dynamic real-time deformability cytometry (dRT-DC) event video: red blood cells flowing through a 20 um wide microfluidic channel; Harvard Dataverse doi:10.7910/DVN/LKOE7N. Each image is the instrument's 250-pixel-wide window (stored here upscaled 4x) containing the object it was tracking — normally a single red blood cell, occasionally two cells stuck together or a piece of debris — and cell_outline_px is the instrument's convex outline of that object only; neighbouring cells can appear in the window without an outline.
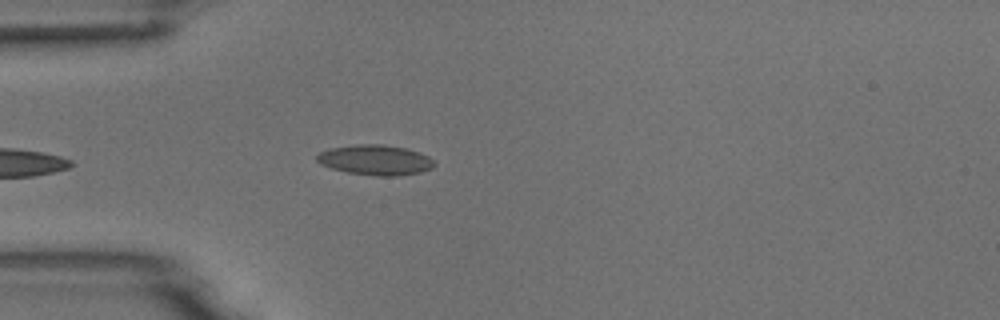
{"species": "common noctule bat (a hibernating species)", "species_latin": "Nyctalus noctula", "temperature_condition": "room temperature", "stored_images_in_passage": 38, "camera_frame_rate_fps": 3000, "um_per_image_px": 0.085, "animal": {"sex": "male", "body_mass_g": 18.8}, "frame": {"image": 1, "passage_image": 1, "time_ms": 0.0, "image_size_px": [1000, 320], "cell_outline_px": [[436, 164], [432, 168], [420, 172], [396, 176], [376, 176], [348, 172], [332, 168], [320, 164], [316, 160], [316, 156], [320, 152], [332, 148], [356, 144], [380, 144], [404, 148], [420, 152], [428, 156]], "centroid_in_image_um": [31.91, 13.6], "position_along_channel_um": 53.1, "area_um2": 20.52}, "authors_computed_cell_mechanics": {"area_um2": 21.4149, "velocity_mm_per_s": 3.7042, "shape_relaxation_time_tau1_ms": 3.4477, "shape_relaxation_time_tau2_ms": 0.6818, "deformation_change_tau1": 0.1255, "deformation_change_tau2": 0.0444}}